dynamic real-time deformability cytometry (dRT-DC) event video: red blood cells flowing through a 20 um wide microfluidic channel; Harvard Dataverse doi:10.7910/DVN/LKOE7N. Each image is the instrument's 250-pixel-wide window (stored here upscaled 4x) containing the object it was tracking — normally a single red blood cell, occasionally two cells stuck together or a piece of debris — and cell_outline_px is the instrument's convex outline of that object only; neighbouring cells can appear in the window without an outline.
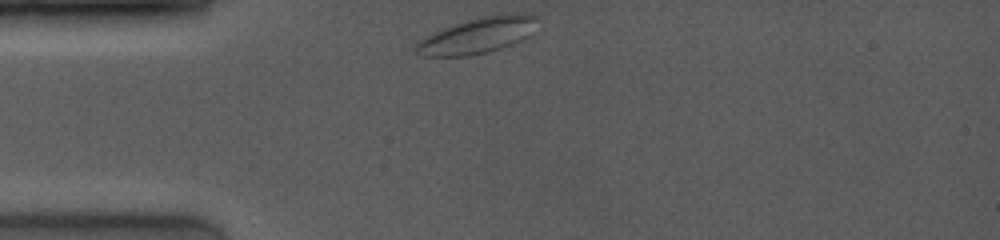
{"species": "common noctule bat (a hibernating species)", "species_latin": "Nyctalus noctula", "temperature_condition": "room temperature", "stored_images_in_passage": 10, "camera_frame_rate_fps": 4000, "um_per_image_px": 0.085, "animal": {"sex": "female", "body_mass_g": 19.0, "forearm_length_mm": 53.3}, "frame": {"image": 1, "passage_image": 1, "time_ms": 0.0, "image_size_px": [1000, 240], "cell_outline_px": [[540, 16], [528, 36], [512, 44], [488, 52], [468, 56], [420, 56], [412, 48], [424, 36], [440, 28], [452, 24], [484, 16], [516, 12], [528, 12]], "centroid_in_image_um": [40.57, 3.0], "position_along_channel_um": 44.4, "area_um2": 25.72}}
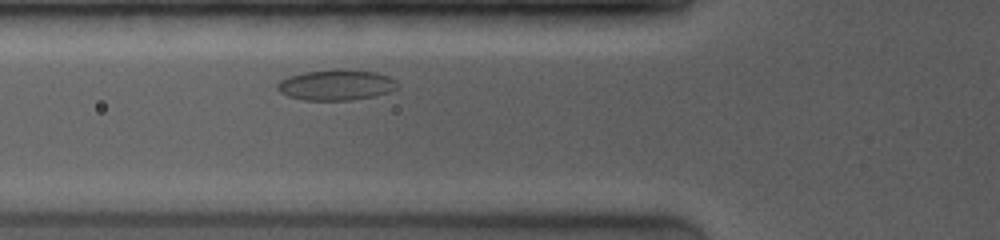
{"frame": {"image": 2, "passage_image": 7, "time_ms": 2.0, "image_size_px": [1000, 240], "cell_outline_px": [[400, 84], [396, 88], [388, 92], [372, 96], [352, 100], [304, 100], [288, 96], [280, 92], [276, 88], [276, 84], [280, 80], [288, 76], [304, 72], [332, 68], [348, 68], [376, 72], [388, 76], [396, 80]], "centroid_in_image_um": [28.57, 7.19], "position_along_channel_um": 97.2, "area_um2": 21.85}}